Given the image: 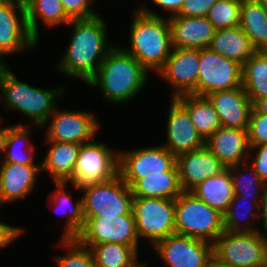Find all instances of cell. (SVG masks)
Returning <instances> with one entry per match:
<instances>
[{
  "label": "cell",
  "mask_w": 267,
  "mask_h": 267,
  "mask_svg": "<svg viewBox=\"0 0 267 267\" xmlns=\"http://www.w3.org/2000/svg\"><path fill=\"white\" fill-rule=\"evenodd\" d=\"M64 87L43 89L31 86L19 80L8 63L0 64V101L4 102L3 107L22 112L37 127H42L58 108L56 101L64 94Z\"/></svg>",
  "instance_id": "cell-4"
},
{
  "label": "cell",
  "mask_w": 267,
  "mask_h": 267,
  "mask_svg": "<svg viewBox=\"0 0 267 267\" xmlns=\"http://www.w3.org/2000/svg\"><path fill=\"white\" fill-rule=\"evenodd\" d=\"M205 146L226 168L250 160L247 130L221 126L205 139Z\"/></svg>",
  "instance_id": "cell-20"
},
{
  "label": "cell",
  "mask_w": 267,
  "mask_h": 267,
  "mask_svg": "<svg viewBox=\"0 0 267 267\" xmlns=\"http://www.w3.org/2000/svg\"><path fill=\"white\" fill-rule=\"evenodd\" d=\"M247 131L250 146L267 143V114L259 113L253 107Z\"/></svg>",
  "instance_id": "cell-38"
},
{
  "label": "cell",
  "mask_w": 267,
  "mask_h": 267,
  "mask_svg": "<svg viewBox=\"0 0 267 267\" xmlns=\"http://www.w3.org/2000/svg\"><path fill=\"white\" fill-rule=\"evenodd\" d=\"M85 225L76 239L88 248L101 243L139 246L134 215L84 217Z\"/></svg>",
  "instance_id": "cell-11"
},
{
  "label": "cell",
  "mask_w": 267,
  "mask_h": 267,
  "mask_svg": "<svg viewBox=\"0 0 267 267\" xmlns=\"http://www.w3.org/2000/svg\"><path fill=\"white\" fill-rule=\"evenodd\" d=\"M26 21L30 34L39 41L38 19L49 27L65 26L71 22L61 0H28L25 3Z\"/></svg>",
  "instance_id": "cell-27"
},
{
  "label": "cell",
  "mask_w": 267,
  "mask_h": 267,
  "mask_svg": "<svg viewBox=\"0 0 267 267\" xmlns=\"http://www.w3.org/2000/svg\"><path fill=\"white\" fill-rule=\"evenodd\" d=\"M147 265H148V264H146V263H142V262L140 263V262H139V263L136 264L134 267H148Z\"/></svg>",
  "instance_id": "cell-50"
},
{
  "label": "cell",
  "mask_w": 267,
  "mask_h": 267,
  "mask_svg": "<svg viewBox=\"0 0 267 267\" xmlns=\"http://www.w3.org/2000/svg\"><path fill=\"white\" fill-rule=\"evenodd\" d=\"M59 244L67 251L66 255L55 256L57 267H96L91 249L83 246L76 238H61Z\"/></svg>",
  "instance_id": "cell-36"
},
{
  "label": "cell",
  "mask_w": 267,
  "mask_h": 267,
  "mask_svg": "<svg viewBox=\"0 0 267 267\" xmlns=\"http://www.w3.org/2000/svg\"><path fill=\"white\" fill-rule=\"evenodd\" d=\"M132 212L138 238L153 247L175 230V199L134 197Z\"/></svg>",
  "instance_id": "cell-8"
},
{
  "label": "cell",
  "mask_w": 267,
  "mask_h": 267,
  "mask_svg": "<svg viewBox=\"0 0 267 267\" xmlns=\"http://www.w3.org/2000/svg\"><path fill=\"white\" fill-rule=\"evenodd\" d=\"M92 0H61L66 14L73 19H88L98 15L91 7Z\"/></svg>",
  "instance_id": "cell-39"
},
{
  "label": "cell",
  "mask_w": 267,
  "mask_h": 267,
  "mask_svg": "<svg viewBox=\"0 0 267 267\" xmlns=\"http://www.w3.org/2000/svg\"><path fill=\"white\" fill-rule=\"evenodd\" d=\"M190 192L210 207L215 208L224 214L234 198V188L230 169L226 168L221 173L199 183Z\"/></svg>",
  "instance_id": "cell-25"
},
{
  "label": "cell",
  "mask_w": 267,
  "mask_h": 267,
  "mask_svg": "<svg viewBox=\"0 0 267 267\" xmlns=\"http://www.w3.org/2000/svg\"><path fill=\"white\" fill-rule=\"evenodd\" d=\"M214 105L222 127L248 129L253 103L243 86L207 96Z\"/></svg>",
  "instance_id": "cell-19"
},
{
  "label": "cell",
  "mask_w": 267,
  "mask_h": 267,
  "mask_svg": "<svg viewBox=\"0 0 267 267\" xmlns=\"http://www.w3.org/2000/svg\"><path fill=\"white\" fill-rule=\"evenodd\" d=\"M259 219L262 220L263 231L267 234V185L263 191L259 204Z\"/></svg>",
  "instance_id": "cell-44"
},
{
  "label": "cell",
  "mask_w": 267,
  "mask_h": 267,
  "mask_svg": "<svg viewBox=\"0 0 267 267\" xmlns=\"http://www.w3.org/2000/svg\"><path fill=\"white\" fill-rule=\"evenodd\" d=\"M153 249L168 267H207L213 255V244L191 236L171 234Z\"/></svg>",
  "instance_id": "cell-15"
},
{
  "label": "cell",
  "mask_w": 267,
  "mask_h": 267,
  "mask_svg": "<svg viewBox=\"0 0 267 267\" xmlns=\"http://www.w3.org/2000/svg\"><path fill=\"white\" fill-rule=\"evenodd\" d=\"M73 187L83 192L84 217L133 215L132 189L120 174L102 183Z\"/></svg>",
  "instance_id": "cell-6"
},
{
  "label": "cell",
  "mask_w": 267,
  "mask_h": 267,
  "mask_svg": "<svg viewBox=\"0 0 267 267\" xmlns=\"http://www.w3.org/2000/svg\"><path fill=\"white\" fill-rule=\"evenodd\" d=\"M140 6L133 11L129 30L130 47L123 49L136 58L147 71L158 72L172 50L169 20L146 8L144 4Z\"/></svg>",
  "instance_id": "cell-3"
},
{
  "label": "cell",
  "mask_w": 267,
  "mask_h": 267,
  "mask_svg": "<svg viewBox=\"0 0 267 267\" xmlns=\"http://www.w3.org/2000/svg\"><path fill=\"white\" fill-rule=\"evenodd\" d=\"M176 164V156L163 145L119 152V174L132 188L145 175L162 174Z\"/></svg>",
  "instance_id": "cell-12"
},
{
  "label": "cell",
  "mask_w": 267,
  "mask_h": 267,
  "mask_svg": "<svg viewBox=\"0 0 267 267\" xmlns=\"http://www.w3.org/2000/svg\"><path fill=\"white\" fill-rule=\"evenodd\" d=\"M207 267H232L231 265L224 264L216 259L214 256L210 259Z\"/></svg>",
  "instance_id": "cell-47"
},
{
  "label": "cell",
  "mask_w": 267,
  "mask_h": 267,
  "mask_svg": "<svg viewBox=\"0 0 267 267\" xmlns=\"http://www.w3.org/2000/svg\"><path fill=\"white\" fill-rule=\"evenodd\" d=\"M38 43L27 26L25 4L0 0V64H6L4 55L35 49Z\"/></svg>",
  "instance_id": "cell-14"
},
{
  "label": "cell",
  "mask_w": 267,
  "mask_h": 267,
  "mask_svg": "<svg viewBox=\"0 0 267 267\" xmlns=\"http://www.w3.org/2000/svg\"><path fill=\"white\" fill-rule=\"evenodd\" d=\"M148 78V71L138 60L123 47L115 45L87 85L97 87L108 102L120 105L134 99L145 87Z\"/></svg>",
  "instance_id": "cell-2"
},
{
  "label": "cell",
  "mask_w": 267,
  "mask_h": 267,
  "mask_svg": "<svg viewBox=\"0 0 267 267\" xmlns=\"http://www.w3.org/2000/svg\"><path fill=\"white\" fill-rule=\"evenodd\" d=\"M239 27L257 51H267V12L258 0L241 2Z\"/></svg>",
  "instance_id": "cell-30"
},
{
  "label": "cell",
  "mask_w": 267,
  "mask_h": 267,
  "mask_svg": "<svg viewBox=\"0 0 267 267\" xmlns=\"http://www.w3.org/2000/svg\"><path fill=\"white\" fill-rule=\"evenodd\" d=\"M256 152L252 157V153ZM252 158L249 163L254 167L255 172L261 180L267 185V143L250 146L249 158Z\"/></svg>",
  "instance_id": "cell-41"
},
{
  "label": "cell",
  "mask_w": 267,
  "mask_h": 267,
  "mask_svg": "<svg viewBox=\"0 0 267 267\" xmlns=\"http://www.w3.org/2000/svg\"><path fill=\"white\" fill-rule=\"evenodd\" d=\"M213 255L232 267H261L267 259V234L224 231L213 244Z\"/></svg>",
  "instance_id": "cell-7"
},
{
  "label": "cell",
  "mask_w": 267,
  "mask_h": 267,
  "mask_svg": "<svg viewBox=\"0 0 267 267\" xmlns=\"http://www.w3.org/2000/svg\"><path fill=\"white\" fill-rule=\"evenodd\" d=\"M241 2L240 0H218L208 11L206 18L216 30L239 26Z\"/></svg>",
  "instance_id": "cell-37"
},
{
  "label": "cell",
  "mask_w": 267,
  "mask_h": 267,
  "mask_svg": "<svg viewBox=\"0 0 267 267\" xmlns=\"http://www.w3.org/2000/svg\"><path fill=\"white\" fill-rule=\"evenodd\" d=\"M41 172V164L0 163V188L4 201L8 204L33 194L37 174Z\"/></svg>",
  "instance_id": "cell-22"
},
{
  "label": "cell",
  "mask_w": 267,
  "mask_h": 267,
  "mask_svg": "<svg viewBox=\"0 0 267 267\" xmlns=\"http://www.w3.org/2000/svg\"><path fill=\"white\" fill-rule=\"evenodd\" d=\"M2 125L3 123L0 125V156L1 153H4L10 128V125L1 127ZM1 158L2 157H0V159Z\"/></svg>",
  "instance_id": "cell-45"
},
{
  "label": "cell",
  "mask_w": 267,
  "mask_h": 267,
  "mask_svg": "<svg viewBox=\"0 0 267 267\" xmlns=\"http://www.w3.org/2000/svg\"><path fill=\"white\" fill-rule=\"evenodd\" d=\"M151 2L164 11L170 13L168 16L170 15L169 17H171L180 11L184 0H151Z\"/></svg>",
  "instance_id": "cell-43"
},
{
  "label": "cell",
  "mask_w": 267,
  "mask_h": 267,
  "mask_svg": "<svg viewBox=\"0 0 267 267\" xmlns=\"http://www.w3.org/2000/svg\"><path fill=\"white\" fill-rule=\"evenodd\" d=\"M228 168L230 169L232 176L234 195L247 198L250 197L252 198V201H261L266 184L255 172L254 167L249 163V161L239 163ZM244 170L247 174H244ZM244 175L249 176L246 177Z\"/></svg>",
  "instance_id": "cell-35"
},
{
  "label": "cell",
  "mask_w": 267,
  "mask_h": 267,
  "mask_svg": "<svg viewBox=\"0 0 267 267\" xmlns=\"http://www.w3.org/2000/svg\"><path fill=\"white\" fill-rule=\"evenodd\" d=\"M218 0H184L176 16L206 17Z\"/></svg>",
  "instance_id": "cell-40"
},
{
  "label": "cell",
  "mask_w": 267,
  "mask_h": 267,
  "mask_svg": "<svg viewBox=\"0 0 267 267\" xmlns=\"http://www.w3.org/2000/svg\"><path fill=\"white\" fill-rule=\"evenodd\" d=\"M69 25L73 26V32L56 68L87 84L115 45L108 44L106 22L99 14L88 19H73Z\"/></svg>",
  "instance_id": "cell-1"
},
{
  "label": "cell",
  "mask_w": 267,
  "mask_h": 267,
  "mask_svg": "<svg viewBox=\"0 0 267 267\" xmlns=\"http://www.w3.org/2000/svg\"><path fill=\"white\" fill-rule=\"evenodd\" d=\"M54 184L57 188L53 191L54 193L52 192L51 194L50 204L54 205L55 211L59 209L62 214L66 216L65 230L61 238H76L85 225L82 197L73 203L71 194L68 193V190L66 191L69 183L54 182Z\"/></svg>",
  "instance_id": "cell-28"
},
{
  "label": "cell",
  "mask_w": 267,
  "mask_h": 267,
  "mask_svg": "<svg viewBox=\"0 0 267 267\" xmlns=\"http://www.w3.org/2000/svg\"><path fill=\"white\" fill-rule=\"evenodd\" d=\"M30 132L29 126L26 124L23 125V123L10 126L4 150L5 158L2 157L3 159L0 160V163L35 165L33 160V158H35V146L33 143L30 144L29 142ZM22 145H25L24 149L21 147ZM25 148L27 152L24 151Z\"/></svg>",
  "instance_id": "cell-34"
},
{
  "label": "cell",
  "mask_w": 267,
  "mask_h": 267,
  "mask_svg": "<svg viewBox=\"0 0 267 267\" xmlns=\"http://www.w3.org/2000/svg\"><path fill=\"white\" fill-rule=\"evenodd\" d=\"M172 48L203 49L209 47L215 27L206 17H168Z\"/></svg>",
  "instance_id": "cell-21"
},
{
  "label": "cell",
  "mask_w": 267,
  "mask_h": 267,
  "mask_svg": "<svg viewBox=\"0 0 267 267\" xmlns=\"http://www.w3.org/2000/svg\"><path fill=\"white\" fill-rule=\"evenodd\" d=\"M176 165L182 191H191L199 183L226 169L206 146L176 156Z\"/></svg>",
  "instance_id": "cell-18"
},
{
  "label": "cell",
  "mask_w": 267,
  "mask_h": 267,
  "mask_svg": "<svg viewBox=\"0 0 267 267\" xmlns=\"http://www.w3.org/2000/svg\"><path fill=\"white\" fill-rule=\"evenodd\" d=\"M5 205V204H7L5 201H4V199H3V196H2V192H1V188H0V205L2 206V205Z\"/></svg>",
  "instance_id": "cell-49"
},
{
  "label": "cell",
  "mask_w": 267,
  "mask_h": 267,
  "mask_svg": "<svg viewBox=\"0 0 267 267\" xmlns=\"http://www.w3.org/2000/svg\"><path fill=\"white\" fill-rule=\"evenodd\" d=\"M200 49L172 48L163 67L156 73L172 85V98L194 94L199 77Z\"/></svg>",
  "instance_id": "cell-16"
},
{
  "label": "cell",
  "mask_w": 267,
  "mask_h": 267,
  "mask_svg": "<svg viewBox=\"0 0 267 267\" xmlns=\"http://www.w3.org/2000/svg\"><path fill=\"white\" fill-rule=\"evenodd\" d=\"M242 86L253 104L267 97V51H256L242 65Z\"/></svg>",
  "instance_id": "cell-32"
},
{
  "label": "cell",
  "mask_w": 267,
  "mask_h": 267,
  "mask_svg": "<svg viewBox=\"0 0 267 267\" xmlns=\"http://www.w3.org/2000/svg\"><path fill=\"white\" fill-rule=\"evenodd\" d=\"M138 248L109 242L94 245L91 251L96 267H134L139 263Z\"/></svg>",
  "instance_id": "cell-33"
},
{
  "label": "cell",
  "mask_w": 267,
  "mask_h": 267,
  "mask_svg": "<svg viewBox=\"0 0 267 267\" xmlns=\"http://www.w3.org/2000/svg\"><path fill=\"white\" fill-rule=\"evenodd\" d=\"M209 47L240 65H243L257 51L239 26L216 30Z\"/></svg>",
  "instance_id": "cell-24"
},
{
  "label": "cell",
  "mask_w": 267,
  "mask_h": 267,
  "mask_svg": "<svg viewBox=\"0 0 267 267\" xmlns=\"http://www.w3.org/2000/svg\"><path fill=\"white\" fill-rule=\"evenodd\" d=\"M2 122H3V118H2V116L0 115V125H1Z\"/></svg>",
  "instance_id": "cell-53"
},
{
  "label": "cell",
  "mask_w": 267,
  "mask_h": 267,
  "mask_svg": "<svg viewBox=\"0 0 267 267\" xmlns=\"http://www.w3.org/2000/svg\"><path fill=\"white\" fill-rule=\"evenodd\" d=\"M167 116L164 147L173 155L198 150L205 146V139L199 134L187 109L176 99L171 98Z\"/></svg>",
  "instance_id": "cell-17"
},
{
  "label": "cell",
  "mask_w": 267,
  "mask_h": 267,
  "mask_svg": "<svg viewBox=\"0 0 267 267\" xmlns=\"http://www.w3.org/2000/svg\"><path fill=\"white\" fill-rule=\"evenodd\" d=\"M259 204L260 201H252V198L234 195L228 210L223 214L224 230L228 232L261 231L259 228L256 229L255 225L253 226L254 221L259 220Z\"/></svg>",
  "instance_id": "cell-31"
},
{
  "label": "cell",
  "mask_w": 267,
  "mask_h": 267,
  "mask_svg": "<svg viewBox=\"0 0 267 267\" xmlns=\"http://www.w3.org/2000/svg\"><path fill=\"white\" fill-rule=\"evenodd\" d=\"M175 230L214 244L225 231L223 214L210 207L190 191H183L175 199Z\"/></svg>",
  "instance_id": "cell-5"
},
{
  "label": "cell",
  "mask_w": 267,
  "mask_h": 267,
  "mask_svg": "<svg viewBox=\"0 0 267 267\" xmlns=\"http://www.w3.org/2000/svg\"><path fill=\"white\" fill-rule=\"evenodd\" d=\"M242 85V65L210 47L200 49L199 77L195 95L205 96Z\"/></svg>",
  "instance_id": "cell-10"
},
{
  "label": "cell",
  "mask_w": 267,
  "mask_h": 267,
  "mask_svg": "<svg viewBox=\"0 0 267 267\" xmlns=\"http://www.w3.org/2000/svg\"><path fill=\"white\" fill-rule=\"evenodd\" d=\"M253 107L262 114H267V97L258 99L254 104Z\"/></svg>",
  "instance_id": "cell-46"
},
{
  "label": "cell",
  "mask_w": 267,
  "mask_h": 267,
  "mask_svg": "<svg viewBox=\"0 0 267 267\" xmlns=\"http://www.w3.org/2000/svg\"><path fill=\"white\" fill-rule=\"evenodd\" d=\"M176 99L187 109L192 123L204 139L221 127L218 114L208 97L184 94Z\"/></svg>",
  "instance_id": "cell-29"
},
{
  "label": "cell",
  "mask_w": 267,
  "mask_h": 267,
  "mask_svg": "<svg viewBox=\"0 0 267 267\" xmlns=\"http://www.w3.org/2000/svg\"><path fill=\"white\" fill-rule=\"evenodd\" d=\"M134 197L177 199L183 192L175 164L162 174L145 175L132 188Z\"/></svg>",
  "instance_id": "cell-26"
},
{
  "label": "cell",
  "mask_w": 267,
  "mask_h": 267,
  "mask_svg": "<svg viewBox=\"0 0 267 267\" xmlns=\"http://www.w3.org/2000/svg\"><path fill=\"white\" fill-rule=\"evenodd\" d=\"M13 1H17V2H20L22 4H25L28 0H13Z\"/></svg>",
  "instance_id": "cell-51"
},
{
  "label": "cell",
  "mask_w": 267,
  "mask_h": 267,
  "mask_svg": "<svg viewBox=\"0 0 267 267\" xmlns=\"http://www.w3.org/2000/svg\"><path fill=\"white\" fill-rule=\"evenodd\" d=\"M119 152L95 139L81 144L73 176L67 182L81 188L112 179L119 174Z\"/></svg>",
  "instance_id": "cell-9"
},
{
  "label": "cell",
  "mask_w": 267,
  "mask_h": 267,
  "mask_svg": "<svg viewBox=\"0 0 267 267\" xmlns=\"http://www.w3.org/2000/svg\"><path fill=\"white\" fill-rule=\"evenodd\" d=\"M258 1L260 2L264 10L267 12V0H258Z\"/></svg>",
  "instance_id": "cell-48"
},
{
  "label": "cell",
  "mask_w": 267,
  "mask_h": 267,
  "mask_svg": "<svg viewBox=\"0 0 267 267\" xmlns=\"http://www.w3.org/2000/svg\"><path fill=\"white\" fill-rule=\"evenodd\" d=\"M50 145L41 171H45L54 182H67L72 176L81 144L70 142H47Z\"/></svg>",
  "instance_id": "cell-23"
},
{
  "label": "cell",
  "mask_w": 267,
  "mask_h": 267,
  "mask_svg": "<svg viewBox=\"0 0 267 267\" xmlns=\"http://www.w3.org/2000/svg\"><path fill=\"white\" fill-rule=\"evenodd\" d=\"M25 229L0 222V249L13 244Z\"/></svg>",
  "instance_id": "cell-42"
},
{
  "label": "cell",
  "mask_w": 267,
  "mask_h": 267,
  "mask_svg": "<svg viewBox=\"0 0 267 267\" xmlns=\"http://www.w3.org/2000/svg\"><path fill=\"white\" fill-rule=\"evenodd\" d=\"M97 119L93 112L55 109L41 128L48 126L46 142L85 144L93 141L99 131Z\"/></svg>",
  "instance_id": "cell-13"
},
{
  "label": "cell",
  "mask_w": 267,
  "mask_h": 267,
  "mask_svg": "<svg viewBox=\"0 0 267 267\" xmlns=\"http://www.w3.org/2000/svg\"><path fill=\"white\" fill-rule=\"evenodd\" d=\"M261 267H267V259L264 261V264Z\"/></svg>",
  "instance_id": "cell-52"
}]
</instances>
